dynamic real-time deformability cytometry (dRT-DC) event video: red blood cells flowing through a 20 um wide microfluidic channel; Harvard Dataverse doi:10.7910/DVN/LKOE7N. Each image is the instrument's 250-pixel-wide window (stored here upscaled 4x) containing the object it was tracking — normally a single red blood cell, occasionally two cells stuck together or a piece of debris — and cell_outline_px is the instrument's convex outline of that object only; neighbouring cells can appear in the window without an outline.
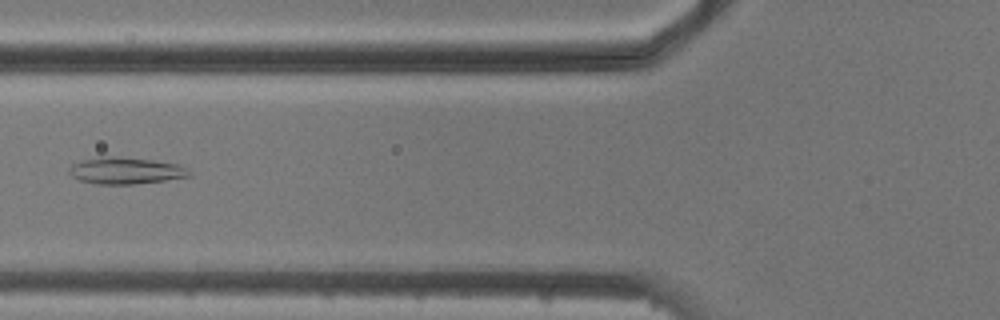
{"species": "common noctule bat (a hibernating species)", "species_latin": "Nyctalus noctula", "temperature_condition": "cold", "stored_images_in_passage": 7, "camera_frame_rate_fps": 3000, "um_per_image_px": 0.085, "animal": {"sex": "male", "body_mass_g": 20.5, "forearm_length_mm": 52.5}, "frame": {"image": 1, "passage_image": 4, "time_ms": 4.333, "image_size_px": [1000, 320], "cell_outline_px": [[192, 176], [136, 184], [96, 184], [80, 180], [72, 176], [68, 172], [68, 168], [72, 164], [80, 160], [100, 156], [112, 156], [152, 160], [180, 164], [188, 168], [192, 172]], "centroid_in_image_um": [10.69, 14.5], "position_along_channel_um": 115.1, "area_um2": 18.9}}
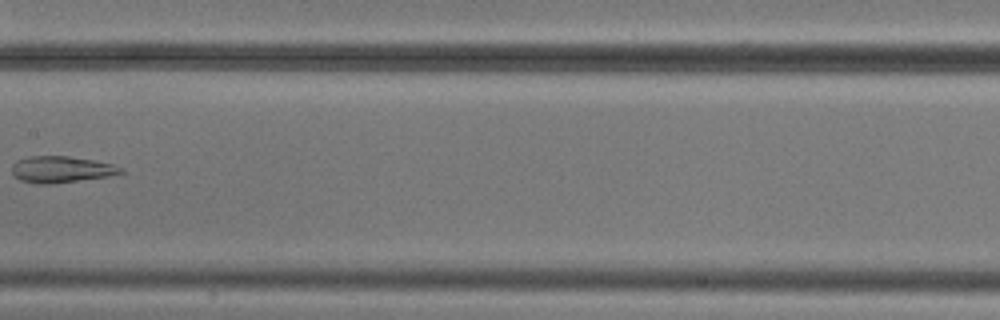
{"frame": {"image": 2, "passage_image": 6, "time_ms": 6.667, "image_size_px": [1000, 320], "cell_outline_px": [[124, 172], [104, 176], [52, 184], [40, 184], [20, 180], [12, 172], [12, 164], [16, 160], [28, 156], [68, 156], [92, 160], [112, 164], [120, 168]], "centroid_in_image_um": [5.12, 14.39], "position_along_channel_um": 202.3, "area_um2": 16.42}}